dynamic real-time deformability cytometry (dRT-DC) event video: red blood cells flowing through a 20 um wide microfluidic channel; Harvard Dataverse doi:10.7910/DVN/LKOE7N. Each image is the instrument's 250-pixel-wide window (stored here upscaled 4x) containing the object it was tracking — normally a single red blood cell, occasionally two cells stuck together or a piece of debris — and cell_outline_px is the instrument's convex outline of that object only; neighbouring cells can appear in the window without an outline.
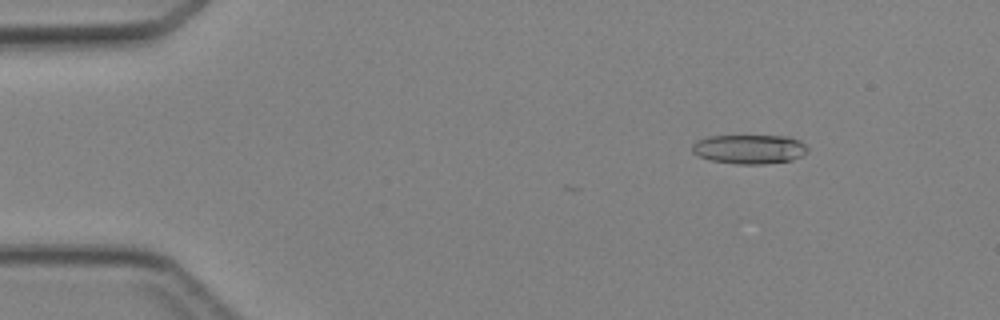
{"species": "Egyptian fruit bat (a non-hibernating species)", "species_latin": "Rousettus aegyptiacus", "temperature_condition": "cold", "stored_images_in_passage": 6, "camera_frame_rate_fps": 3000, "um_per_image_px": 0.085, "animal": {"sex": "female"}, "frame": {"image": 1, "passage_image": 1, "time_ms": 0.0, "image_size_px": [1000, 320], "cell_outline_px": [[808, 152], [804, 156], [792, 160], [764, 164], [736, 164], [712, 160], [700, 156], [692, 152], [692, 144], [696, 140], [708, 136], [788, 136], [800, 140], [808, 148]], "centroid_in_image_um": [63.73, 12.67], "position_along_channel_um": 21.3, "area_um2": 19.83}}